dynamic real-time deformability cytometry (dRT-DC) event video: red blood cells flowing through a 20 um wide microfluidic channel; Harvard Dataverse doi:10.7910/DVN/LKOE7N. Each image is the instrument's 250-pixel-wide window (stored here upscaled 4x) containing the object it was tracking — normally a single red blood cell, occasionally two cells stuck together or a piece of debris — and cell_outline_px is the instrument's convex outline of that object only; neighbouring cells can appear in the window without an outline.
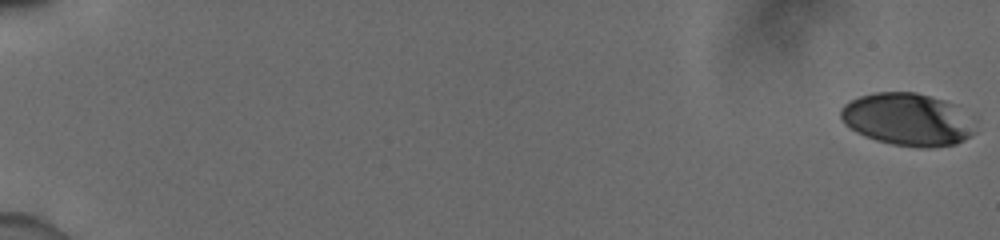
{"species": "human", "species_latin": "Homo sapiens", "temperature_condition": "cold", "stored_images_in_passage": 56, "camera_frame_rate_fps": 3000, "um_per_image_px": 0.085, "donor": {"sex": "male"}, "frame": {"image": 1, "passage_image": 1, "time_ms": 0.0, "image_size_px": [1000, 240], "cell_outline_px": [[976, 132], [964, 140], [956, 144], [932, 148], [920, 148], [892, 144], [876, 140], [856, 132], [844, 124], [840, 116], [840, 108], [848, 100], [872, 92], [916, 92], [944, 100], [976, 116]], "centroid_in_image_um": [77.2, 10.15], "position_along_channel_um": 7.8, "area_um2": 42.02}}
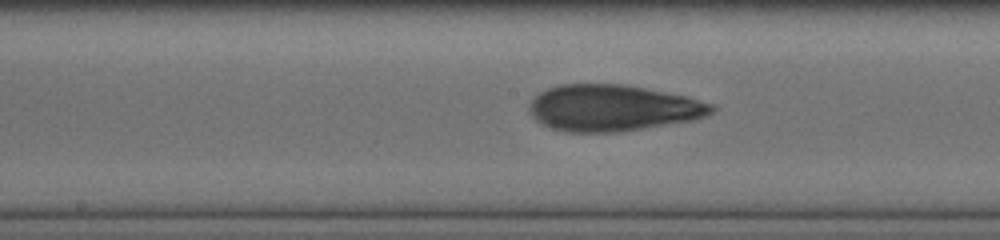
{"frame": {"image": 2, "passage_image": 32, "time_ms": 10.333, "image_size_px": [1000, 240], "cell_outline_px": [[716, 112], [708, 116], [692, 120], [616, 132], [568, 132], [552, 128], [540, 124], [532, 116], [528, 108], [532, 100], [540, 92], [548, 88], [564, 84], [624, 84], [688, 96], [716, 104]], "centroid_in_image_um": [52.13, 9.17], "position_along_channel_um": 196.1, "area_um2": 49.36}}
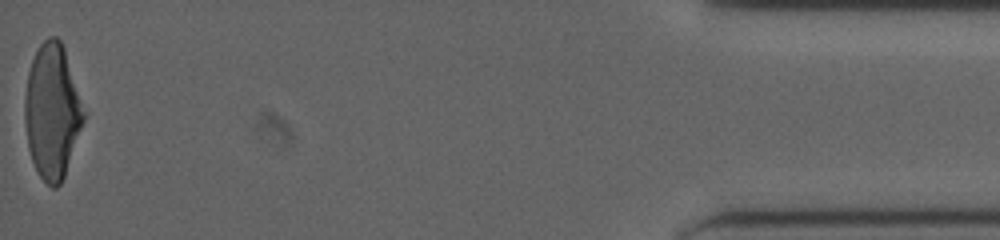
{"frame": {"image": 3, "passage_image": 56, "time_ms": 18.333, "image_size_px": [1000, 240], "cell_outline_px": [[84, 120], [64, 176], [60, 184], [56, 188], [52, 188], [36, 172], [28, 148], [24, 120], [24, 96], [28, 72], [32, 60], [40, 44], [48, 36], [56, 36], [60, 40], [64, 48], [84, 112]], "centroid_in_image_um": [4.4, 9.48], "position_along_channel_um": 430.8, "area_um2": 45.66}, "authors_computed_cell_mechanics": {"area_um2": 46.8758, "velocity_mm_per_s": 3.932, "shape_relaxation_time_tau1_ms": 5.678, "shape_relaxation_time_tau2_ms": 2.0072, "deformation_change_tau1": 0.2096, "deformation_change_tau2": 0.0917}}